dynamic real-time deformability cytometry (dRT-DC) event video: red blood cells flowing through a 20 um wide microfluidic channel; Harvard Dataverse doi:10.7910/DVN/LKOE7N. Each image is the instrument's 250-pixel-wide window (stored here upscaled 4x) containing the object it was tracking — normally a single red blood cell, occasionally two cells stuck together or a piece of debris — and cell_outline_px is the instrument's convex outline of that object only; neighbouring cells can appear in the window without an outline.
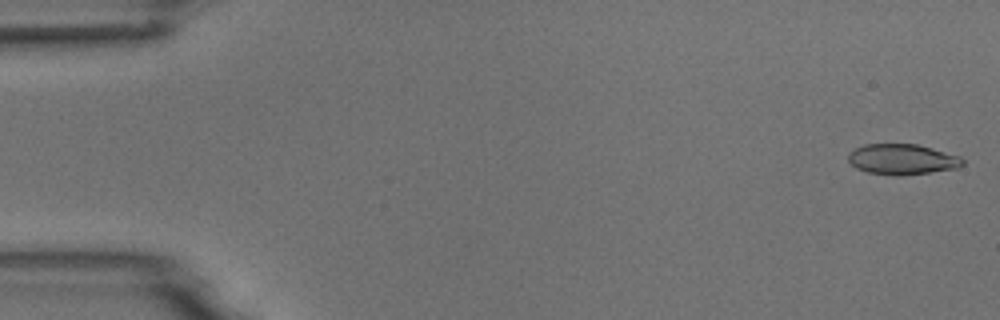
{"species": "common noctule bat (a hibernating species)", "species_latin": "Nyctalus noctula", "temperature_condition": "room temperature", "stored_images_in_passage": 54, "camera_frame_rate_fps": 3000, "um_per_image_px": 0.085, "animal": {"sex": "male", "body_mass_g": 18.8}, "frame": {"image": 1, "passage_image": 1, "time_ms": 0.0, "image_size_px": [1000, 320], "cell_outline_px": [[964, 164], [956, 168], [900, 176], [896, 176], [868, 172], [856, 168], [848, 160], [848, 152], [864, 144], [916, 144], [932, 148], [960, 156], [964, 160]], "centroid_in_image_um": [76.67, 13.54], "position_along_channel_um": 8.3, "area_um2": 20.29}}
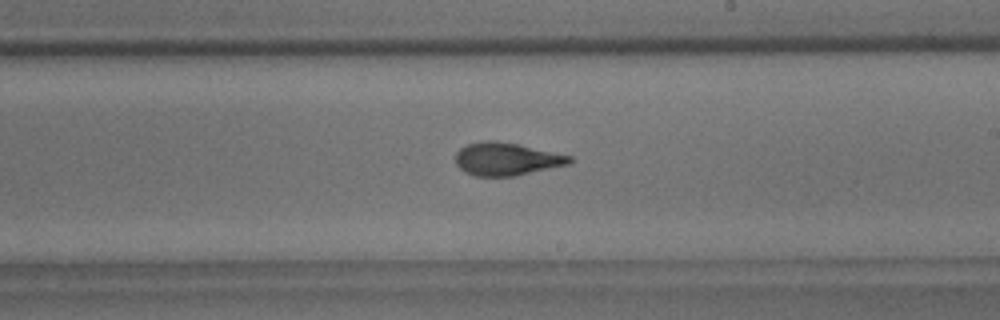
{"frame": {"image": 2, "passage_image": 31, "time_ms": 10.0, "image_size_px": [1000, 320], "cell_outline_px": [[572, 164], [516, 176], [476, 176], [464, 172], [456, 164], [456, 152], [460, 148], [468, 144], [480, 140], [496, 140], [516, 144], [572, 156]], "centroid_in_image_um": [43.06, 13.52], "position_along_channel_um": 245.9, "area_um2": 21.96}}
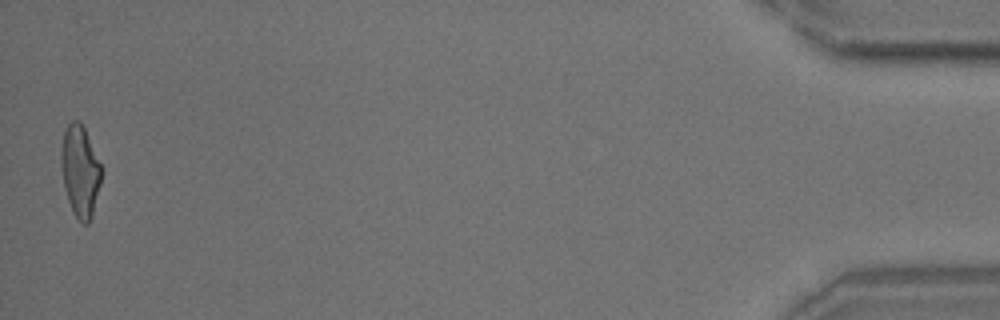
{"frame": {"image": 3, "passage_image": 53, "time_ms": 17.333, "image_size_px": [1000, 320], "cell_outline_px": [[100, 184], [92, 216], [88, 224], [84, 224], [76, 216], [68, 200], [64, 188], [60, 160], [60, 152], [64, 132], [68, 124], [72, 120], [80, 120], [84, 128], [100, 164]], "centroid_in_image_um": [6.78, 14.52], "position_along_channel_um": 428.4, "area_um2": 21.04}, "authors_computed_cell_mechanics": {"area_um2": 21.4727, "velocity_mm_per_s": 3.7404, "shape_relaxation_time_tau1_ms": 5.9163, "shape_relaxation_time_tau2_ms": 1.6754, "deformation_change_tau1": 0.1836, "deformation_change_tau2": 0.0825}}